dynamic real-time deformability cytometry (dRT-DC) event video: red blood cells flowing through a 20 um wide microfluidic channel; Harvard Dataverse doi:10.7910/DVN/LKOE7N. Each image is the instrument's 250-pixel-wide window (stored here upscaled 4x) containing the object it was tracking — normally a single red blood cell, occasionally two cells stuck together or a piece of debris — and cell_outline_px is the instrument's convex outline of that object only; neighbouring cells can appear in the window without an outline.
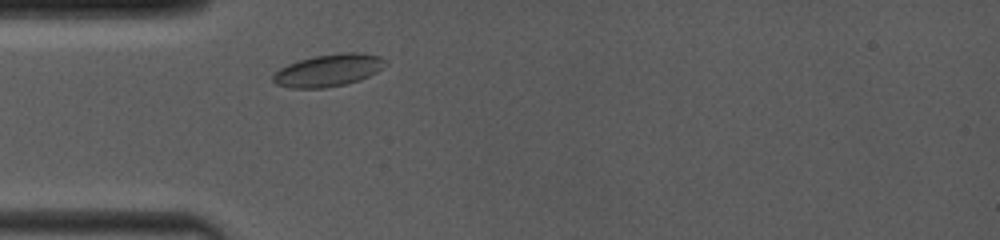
{"species": "common noctule bat (a hibernating species)", "species_latin": "Nyctalus noctula", "temperature_condition": "room temperature", "stored_images_in_passage": 46, "camera_frame_rate_fps": 4000, "um_per_image_px": 0.085, "animal": {"sex": "female", "body_mass_g": 19.0, "forearm_length_mm": 53.3}, "frame": {"image": 1, "passage_image": 4, "time_ms": 1.0, "image_size_px": [1000, 240], "cell_outline_px": [[388, 64], [376, 72], [360, 80], [344, 84], [324, 88], [288, 88], [276, 84], [272, 80], [272, 76], [280, 68], [288, 64], [300, 60], [316, 56], [344, 52], [356, 52], [380, 56], [388, 60]], "centroid_in_image_um": [27.94, 5.98], "position_along_channel_um": 57.1, "area_um2": 21.1}}
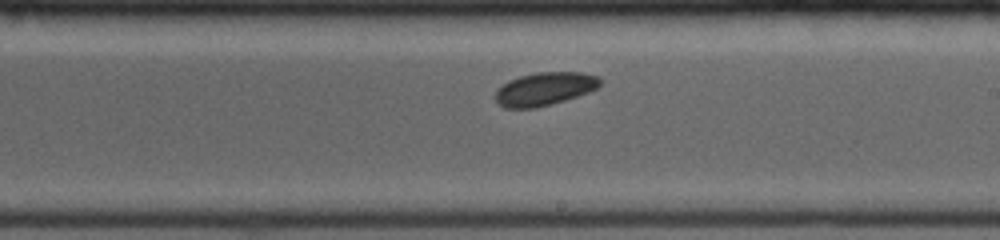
{"frame": {"image": 2, "passage_image": 28, "time_ms": 5.75, "image_size_px": [1000, 240], "cell_outline_px": [[600, 84], [596, 88], [588, 92], [552, 104], [536, 108], [504, 108], [496, 100], [496, 88], [508, 80], [520, 76], [536, 72], [584, 72], [600, 76]], "centroid_in_image_um": [46.28, 7.54], "position_along_channel_um": 242.7, "area_um2": 20.29}}
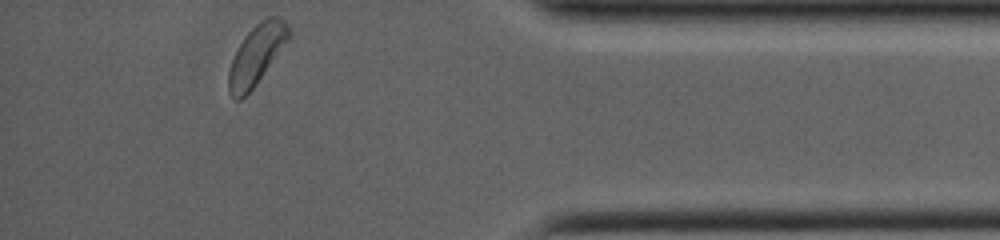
{"frame": {"image": 3, "passage_image": 46, "time_ms": 10.5, "image_size_px": [1000, 240], "cell_outline_px": [[292, 32], [288, 40], [252, 88], [240, 100], [236, 100], [228, 92], [228, 72], [232, 60], [244, 36], [256, 24], [268, 16], [280, 16], [288, 24]], "centroid_in_image_um": [21.81, 4.62], "position_along_channel_um": 413.4, "area_um2": 20.52}, "authors_computed_cell_mechanics": {"area_um2": 20.1144, "velocity_mm_per_s": 4.0011, "shape_relaxation_time_tau1_ms": 1.1687, "shape_relaxation_time_tau2_ms": null, "deformation_change_tau1": 0.04, "deformation_change_tau2": null}}